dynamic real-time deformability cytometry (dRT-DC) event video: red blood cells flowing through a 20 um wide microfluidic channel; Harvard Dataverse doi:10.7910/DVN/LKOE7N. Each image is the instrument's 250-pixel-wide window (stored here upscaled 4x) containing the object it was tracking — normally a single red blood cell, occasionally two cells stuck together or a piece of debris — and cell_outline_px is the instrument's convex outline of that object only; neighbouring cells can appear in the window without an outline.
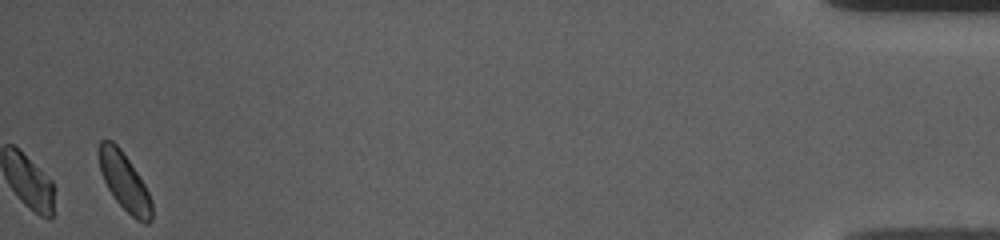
{"species": "common noctule bat (a hibernating species)", "species_latin": "Nyctalus noctula", "temperature_condition": "room temperature", "stored_images_in_passage": 38, "camera_frame_rate_fps": 3000, "um_per_image_px": 0.085, "animal": {"sex": "female", "body_mass_g": 10.0, "forearm_length_mm": 53.1}, "frame": {"image": 1, "passage_image": 38, "time_ms": 12.333, "image_size_px": [1000, 240], "cell_outline_px": [[152, 220], [148, 224], [144, 224], [136, 220], [116, 200], [108, 188], [100, 172], [100, 140], [112, 140], [120, 148], [144, 184], [148, 192], [152, 204]], "centroid_in_image_um": [10.6, 15.49], "position_along_channel_um": 424.6, "area_um2": 17.28}}